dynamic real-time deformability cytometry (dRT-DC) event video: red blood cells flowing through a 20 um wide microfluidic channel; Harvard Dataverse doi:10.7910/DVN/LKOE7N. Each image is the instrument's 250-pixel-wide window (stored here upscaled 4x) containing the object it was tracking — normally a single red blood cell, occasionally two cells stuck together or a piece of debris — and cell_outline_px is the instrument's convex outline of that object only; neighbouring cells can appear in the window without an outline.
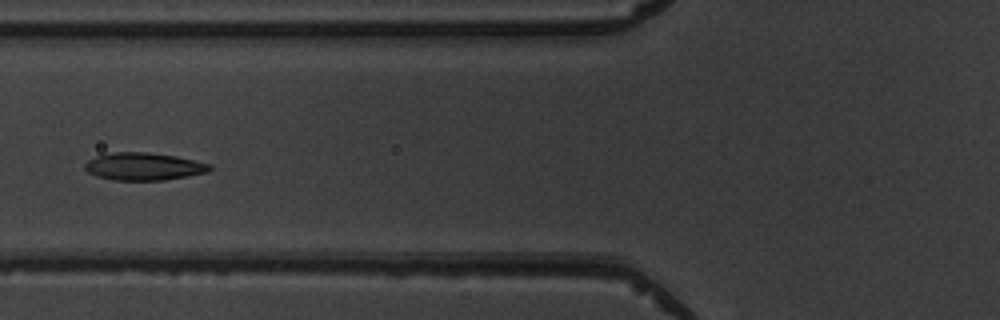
{"species": "common noctule bat (a hibernating species)", "species_latin": "Nyctalus noctula", "temperature_condition": "warm", "stored_images_in_passage": 7, "camera_frame_rate_fps": 3000, "um_per_image_px": 0.085, "animal": {"sex": "male", "body_mass_g": 19.5, "forearm_length_mm": 54.6}, "frame": {"image": 1, "passage_image": 6, "time_ms": 5.667, "image_size_px": [1000, 320], "cell_outline_px": [[212, 168], [208, 172], [188, 176], [164, 180], [112, 180], [96, 176], [88, 172], [84, 168], [84, 164], [88, 160], [96, 156], [116, 152], [148, 152], [176, 156], [212, 164]], "centroid_in_image_um": [12.23, 14.15], "position_along_channel_um": 113.6, "area_um2": 20.11}}
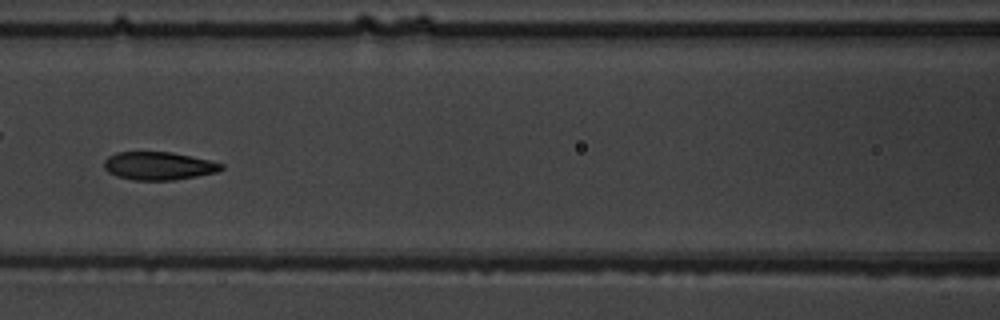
{"frame": {"image": 2, "passage_image": 7, "time_ms": 6.667, "image_size_px": [1000, 320], "cell_outline_px": [[224, 168], [216, 172], [196, 176], [172, 180], [132, 180], [116, 176], [108, 172], [104, 168], [104, 160], [108, 156], [116, 152], [172, 152], [208, 160], [224, 164]], "centroid_in_image_um": [13.45, 14.1], "position_along_channel_um": 153.2, "area_um2": 19.13}}